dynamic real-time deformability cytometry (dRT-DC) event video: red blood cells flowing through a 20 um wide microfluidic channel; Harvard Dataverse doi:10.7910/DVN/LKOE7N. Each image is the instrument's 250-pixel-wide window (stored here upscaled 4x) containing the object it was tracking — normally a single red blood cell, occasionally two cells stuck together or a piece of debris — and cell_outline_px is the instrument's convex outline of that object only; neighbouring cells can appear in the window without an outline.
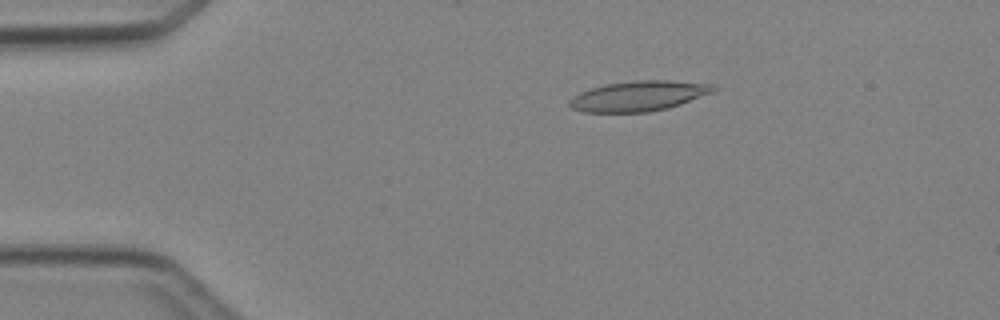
{"species": "Egyptian fruit bat (a non-hibernating species)", "species_latin": "Rousettus aegyptiacus", "temperature_condition": "cold", "stored_images_in_passage": 2, "camera_frame_rate_fps": 3000, "um_per_image_px": 0.085, "animal": {"sex": "female"}, "frame": {"image": 1, "passage_image": 1, "time_ms": 0.0, "image_size_px": [1000, 320], "cell_outline_px": [[720, 88], [712, 92], [680, 104], [668, 108], [648, 112], [584, 112], [572, 108], [568, 104], [568, 100], [572, 96], [580, 92], [604, 84], [636, 80], [668, 80], [712, 84]], "centroid_in_image_um": [54.27, 8.15], "position_along_channel_um": 30.7, "area_um2": 25.32}}